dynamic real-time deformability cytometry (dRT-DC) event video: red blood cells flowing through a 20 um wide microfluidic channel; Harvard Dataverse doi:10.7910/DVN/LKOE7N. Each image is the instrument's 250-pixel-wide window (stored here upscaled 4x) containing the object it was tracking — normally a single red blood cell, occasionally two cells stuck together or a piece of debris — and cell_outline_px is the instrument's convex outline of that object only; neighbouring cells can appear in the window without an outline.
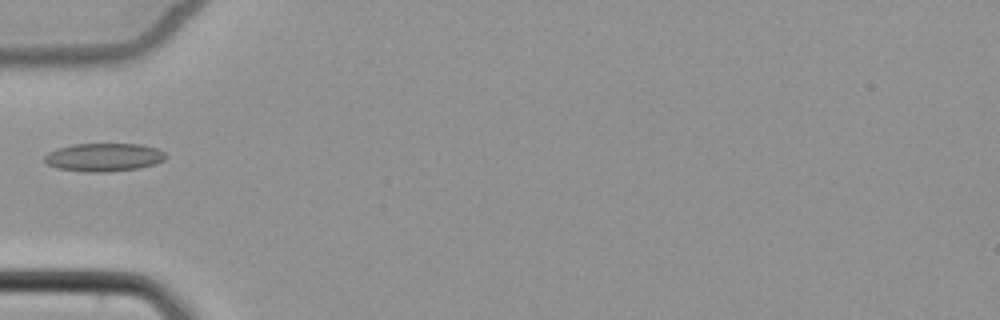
{"species": "common noctule bat (a hibernating species)", "species_latin": "Nyctalus noctula", "temperature_condition": "cold", "stored_images_in_passage": 6, "camera_frame_rate_fps": 3000, "um_per_image_px": 0.085, "animal": {"sex": "female", "body_mass_g": 22.7, "forearm_length_mm": 54.2}, "frame": {"image": 1, "passage_image": 6, "time_ms": 6.0, "image_size_px": [1000, 320], "cell_outline_px": [[168, 156], [164, 160], [156, 164], [140, 168], [108, 172], [84, 172], [56, 168], [48, 164], [44, 160], [44, 156], [48, 152], [56, 148], [72, 144], [140, 144], [156, 148], [164, 152]], "centroid_in_image_um": [8.83, 13.37], "position_along_channel_um": 76.2, "area_um2": 20.17}}